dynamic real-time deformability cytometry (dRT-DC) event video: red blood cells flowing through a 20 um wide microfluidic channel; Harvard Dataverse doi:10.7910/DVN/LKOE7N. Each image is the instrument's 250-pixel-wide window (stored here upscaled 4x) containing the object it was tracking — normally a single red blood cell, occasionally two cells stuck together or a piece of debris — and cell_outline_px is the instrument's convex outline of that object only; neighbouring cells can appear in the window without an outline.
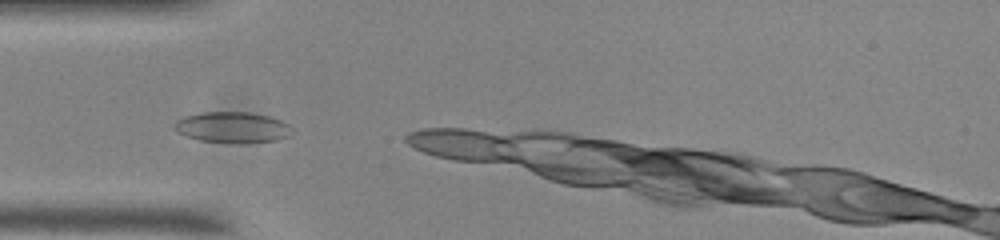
{"species": "common noctule bat (a hibernating species)", "species_latin": "Nyctalus noctula", "temperature_condition": "room temperature", "stored_images_in_passage": 5, "camera_frame_rate_fps": 3000, "um_per_image_px": 0.085, "animal": {"sex": "male", "body_mass_g": 20.0, "forearm_length_mm": 53.3}, "frame": {"image": 1, "passage_image": 2, "time_ms": 0.333, "image_size_px": [1000, 240], "cell_outline_px": [[292, 128], [288, 136], [276, 140], [244, 144], [240, 144], [200, 140], [184, 136], [176, 132], [172, 128], [176, 120], [184, 116], [200, 112], [248, 112], [268, 116], [280, 120], [288, 124]], "centroid_in_image_um": [19.7, 10.83], "position_along_channel_um": 65.3, "area_um2": 21.44}}